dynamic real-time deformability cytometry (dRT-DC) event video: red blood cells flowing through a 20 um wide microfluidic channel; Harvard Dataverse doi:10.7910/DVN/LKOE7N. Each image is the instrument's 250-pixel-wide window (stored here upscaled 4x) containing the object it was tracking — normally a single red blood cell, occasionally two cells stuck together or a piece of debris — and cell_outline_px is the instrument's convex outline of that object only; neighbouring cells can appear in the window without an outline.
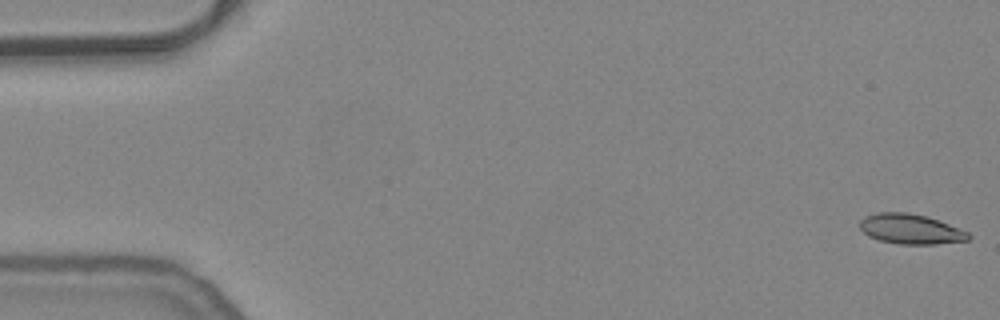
{"species": "common noctule bat (a hibernating species)", "species_latin": "Nyctalus noctula", "temperature_condition": "warm", "stored_images_in_passage": 54, "camera_frame_rate_fps": 3000, "um_per_image_px": 0.085, "animal": {"sex": "female", "body_mass_g": 24.6, "forearm_length_mm": 56.2}, "frame": {"image": 1, "passage_image": 1, "time_ms": 0.0, "image_size_px": [1000, 320], "cell_outline_px": [[972, 236], [968, 240], [936, 244], [900, 244], [880, 240], [868, 236], [860, 228], [860, 220], [864, 216], [876, 212], [908, 212], [924, 216], [948, 224], [968, 232]], "centroid_in_image_um": [77.37, 19.47], "position_along_channel_um": 7.6, "area_um2": 18.84}}
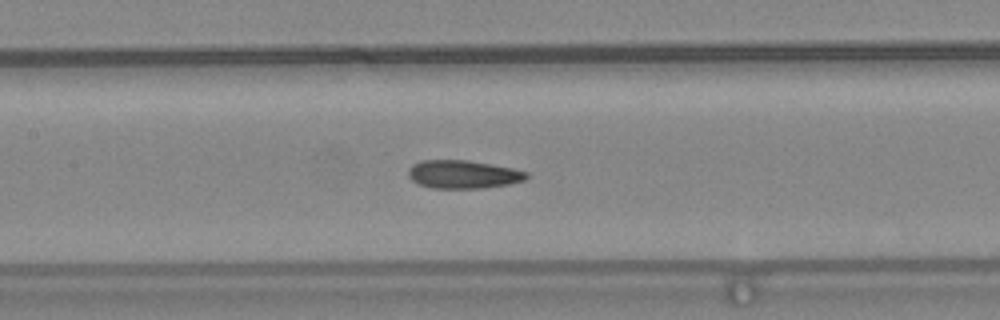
{"frame": {"image": 2, "passage_image": 25, "time_ms": 8.0, "image_size_px": [1000, 320], "cell_outline_px": [[528, 176], [524, 180], [508, 184], [484, 188], [432, 188], [420, 184], [412, 180], [408, 176], [408, 168], [412, 164], [420, 160], [468, 160], [492, 164], [512, 168], [528, 172]], "centroid_in_image_um": [39.35, 14.81], "position_along_channel_um": 168.1, "area_um2": 19.48}}
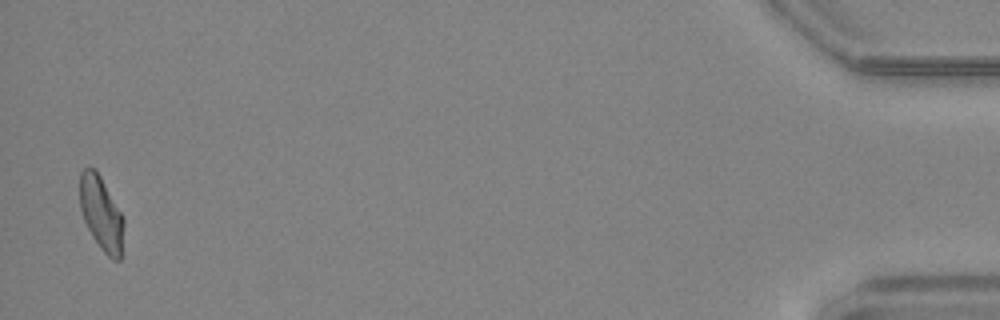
{"frame": {"image": 3, "passage_image": 53, "time_ms": 17.333, "image_size_px": [1000, 320], "cell_outline_px": [[124, 224], [120, 260], [112, 260], [100, 248], [92, 236], [84, 220], [80, 208], [80, 172], [84, 168], [92, 168], [100, 176], [124, 216]], "centroid_in_image_um": [8.62, 18.16], "position_along_channel_um": 426.6, "area_um2": 18.84}, "authors_computed_cell_mechanics": {"area_um2": 19.5075, "velocity_mm_per_s": 3.8001, "shape_relaxation_time_tau1_ms": 10.4769, "shape_relaxation_time_tau2_ms": 2.4419, "deformation_change_tau1": 0.25, "deformation_change_tau2": 0.0971}}